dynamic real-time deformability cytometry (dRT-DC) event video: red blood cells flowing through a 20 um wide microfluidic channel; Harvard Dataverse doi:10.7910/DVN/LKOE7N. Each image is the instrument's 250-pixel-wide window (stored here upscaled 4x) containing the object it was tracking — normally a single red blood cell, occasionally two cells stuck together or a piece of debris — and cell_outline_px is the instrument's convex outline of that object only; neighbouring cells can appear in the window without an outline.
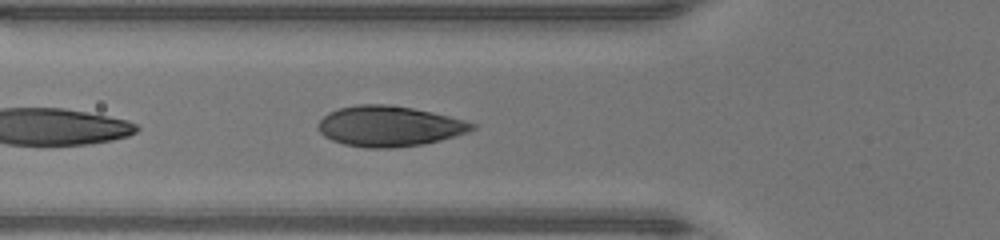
{"species": "human", "species_latin": "Homo sapiens", "temperature_condition": "warm", "stored_images_in_passage": 22, "camera_frame_rate_fps": 3000, "um_per_image_px": 0.085, "donor": {"sex": "male"}, "frame": {"image": 1, "passage_image": 4, "time_ms": 1.0, "image_size_px": [1000, 240], "cell_outline_px": [[476, 128], [468, 132], [440, 140], [424, 144], [392, 148], [364, 148], [344, 144], [332, 140], [324, 136], [316, 128], [316, 124], [328, 112], [340, 108], [356, 104], [388, 104], [412, 108], [432, 112], [464, 120], [476, 124]], "centroid_in_image_um": [33.05, 10.73], "position_along_channel_um": 92.7, "area_um2": 36.41}}